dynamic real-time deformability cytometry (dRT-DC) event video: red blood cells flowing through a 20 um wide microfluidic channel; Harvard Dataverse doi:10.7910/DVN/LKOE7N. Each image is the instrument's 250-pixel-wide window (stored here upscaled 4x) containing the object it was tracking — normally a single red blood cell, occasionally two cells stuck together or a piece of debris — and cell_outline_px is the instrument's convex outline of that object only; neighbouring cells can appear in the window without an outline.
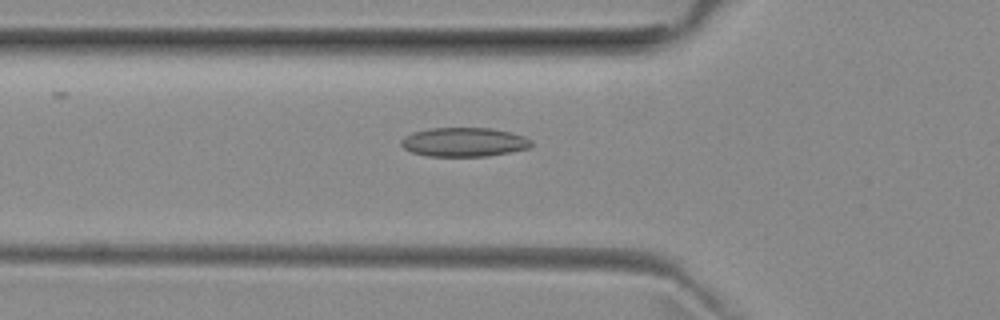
{"species": "common noctule bat (a hibernating species)", "species_latin": "Nyctalus noctula", "temperature_condition": "room temperature", "stored_images_in_passage": 44, "camera_frame_rate_fps": 3000, "um_per_image_px": 0.085, "animal": {"sex": "female", "body_mass_g": 29.2, "forearm_length_mm": 56.3}, "frame": {"image": 1, "passage_image": 10, "time_ms": 3.0, "image_size_px": [1000, 320], "cell_outline_px": [[532, 144], [528, 148], [488, 156], [428, 156], [412, 152], [404, 148], [400, 144], [400, 140], [404, 136], [412, 132], [428, 128], [492, 128], [524, 136], [532, 140]], "centroid_in_image_um": [39.4, 12.07], "position_along_channel_um": 86.4, "area_um2": 22.02}}
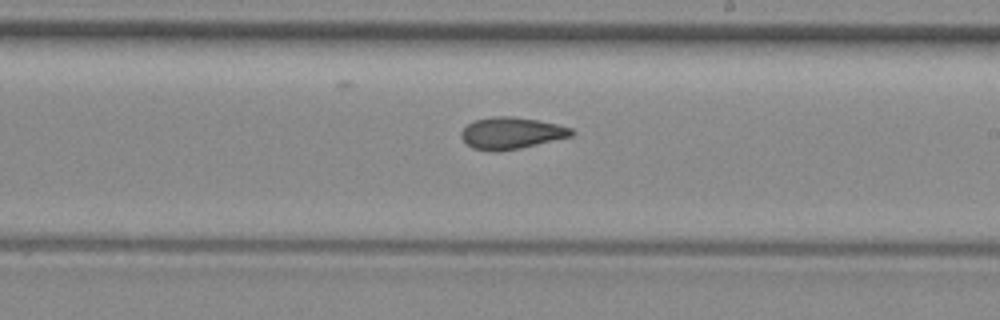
{"frame": {"image": 2, "passage_image": 22, "time_ms": 7.0, "image_size_px": [1000, 320], "cell_outline_px": [[576, 132], [572, 136], [520, 148], [500, 152], [492, 152], [472, 148], [460, 136], [460, 132], [472, 120], [492, 116], [512, 116], [536, 120], [556, 124], [572, 128]], "centroid_in_image_um": [43.44, 11.32], "position_along_channel_um": 245.6, "area_um2": 20.52}}
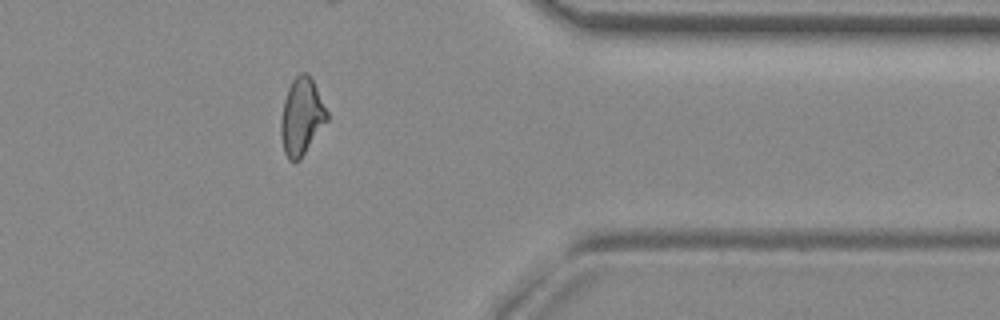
{"frame": {"image": 3, "passage_image": 34, "time_ms": 11.0, "image_size_px": [1000, 320], "cell_outline_px": [[328, 120], [300, 160], [288, 160], [284, 152], [280, 136], [280, 120], [284, 100], [288, 88], [292, 80], [300, 72], [304, 72], [312, 80], [328, 112]], "centroid_in_image_um": [25.62, 9.94], "position_along_channel_um": 385.8, "area_um2": 20.58}, "authors_computed_cell_mechanics": {"area_um2": 20.5479, "velocity_mm_per_s": 3.9655, "shape_relaxation_time_tau1_ms": null, "shape_relaxation_time_tau2_ms": 2.4276, "deformation_change_tau1": null, "deformation_change_tau2": 0.089}}